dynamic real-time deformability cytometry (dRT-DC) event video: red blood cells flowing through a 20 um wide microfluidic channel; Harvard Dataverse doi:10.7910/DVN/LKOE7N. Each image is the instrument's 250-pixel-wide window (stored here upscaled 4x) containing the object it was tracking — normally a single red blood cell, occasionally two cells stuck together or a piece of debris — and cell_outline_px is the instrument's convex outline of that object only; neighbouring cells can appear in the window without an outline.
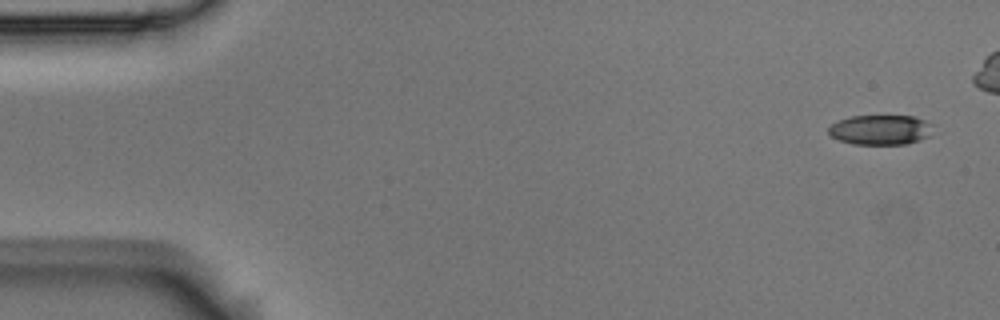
{"species": "Egyptian fruit bat (a non-hibernating species)", "species_latin": "Rousettus aegyptiacus", "temperature_condition": "room temperature", "stored_images_in_passage": 5, "camera_frame_rate_fps": 3000, "um_per_image_px": 0.085, "animal": {"sex": "male"}, "frame": {"image": 1, "passage_image": 1, "time_ms": 0.0, "image_size_px": [1000, 320], "cell_outline_px": [[940, 132], [920, 140], [904, 144], [852, 144], [840, 140], [832, 136], [828, 132], [828, 128], [832, 124], [840, 120], [852, 116], [916, 116], [932, 124]], "centroid_in_image_um": [74.96, 11.03], "position_along_channel_um": 10.0, "area_um2": 18.5}}